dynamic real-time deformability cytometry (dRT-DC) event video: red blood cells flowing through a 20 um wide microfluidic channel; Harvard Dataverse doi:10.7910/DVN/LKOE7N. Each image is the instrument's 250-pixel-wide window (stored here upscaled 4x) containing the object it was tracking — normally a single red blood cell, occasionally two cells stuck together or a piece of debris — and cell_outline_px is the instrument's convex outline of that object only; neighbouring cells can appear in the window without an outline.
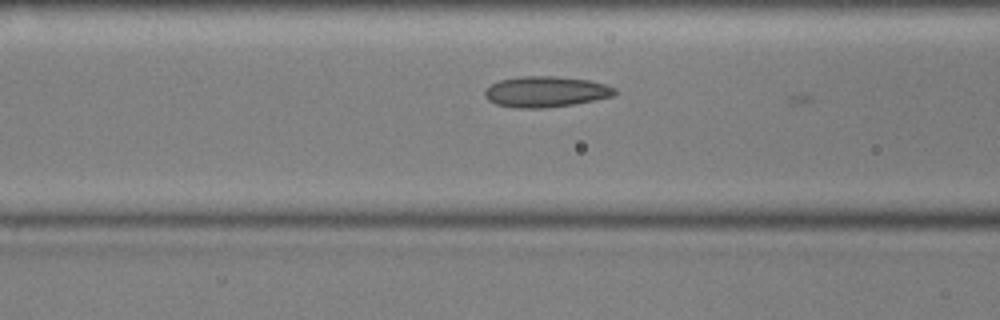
{"species": "common noctule bat (a hibernating species)", "species_latin": "Nyctalus noctula", "temperature_condition": "cold", "stored_images_in_passage": 9, "camera_frame_rate_fps": 3000, "um_per_image_px": 0.085, "animal": {"sex": "male", "body_mass_g": 17.9, "forearm_length_mm": 54.2}, "frame": {"image": 1, "passage_image": 5, "time_ms": 1.333, "image_size_px": [1000, 320], "cell_outline_px": [[616, 92], [612, 96], [572, 104], [544, 108], [516, 108], [496, 104], [488, 100], [484, 96], [484, 92], [492, 84], [500, 80], [520, 76], [552, 76], [588, 80], [604, 84], [616, 88]], "centroid_in_image_um": [46.36, 7.79], "position_along_channel_um": 120.2, "area_um2": 23.06}}
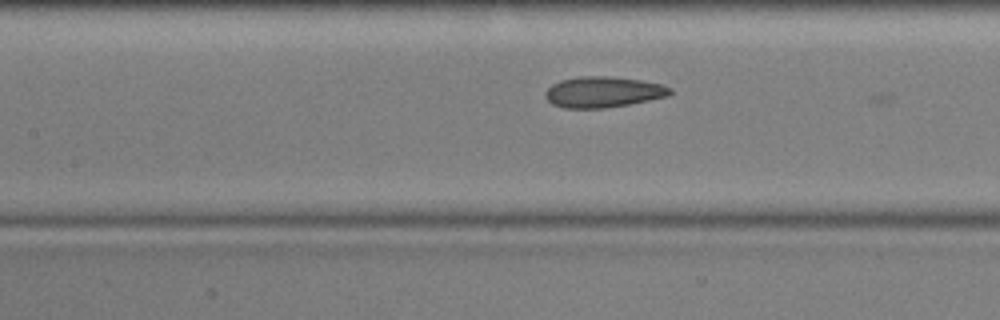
{"frame": {"image": 2, "passage_image": 8, "time_ms": 2.333, "image_size_px": [1000, 320], "cell_outline_px": [[672, 92], [668, 96], [628, 104], [604, 108], [564, 108], [552, 104], [544, 96], [544, 92], [552, 84], [560, 80], [580, 76], [608, 76], [640, 80], [660, 84], [672, 88]], "centroid_in_image_um": [51.23, 7.82], "position_along_channel_um": 156.2, "area_um2": 22.37}}